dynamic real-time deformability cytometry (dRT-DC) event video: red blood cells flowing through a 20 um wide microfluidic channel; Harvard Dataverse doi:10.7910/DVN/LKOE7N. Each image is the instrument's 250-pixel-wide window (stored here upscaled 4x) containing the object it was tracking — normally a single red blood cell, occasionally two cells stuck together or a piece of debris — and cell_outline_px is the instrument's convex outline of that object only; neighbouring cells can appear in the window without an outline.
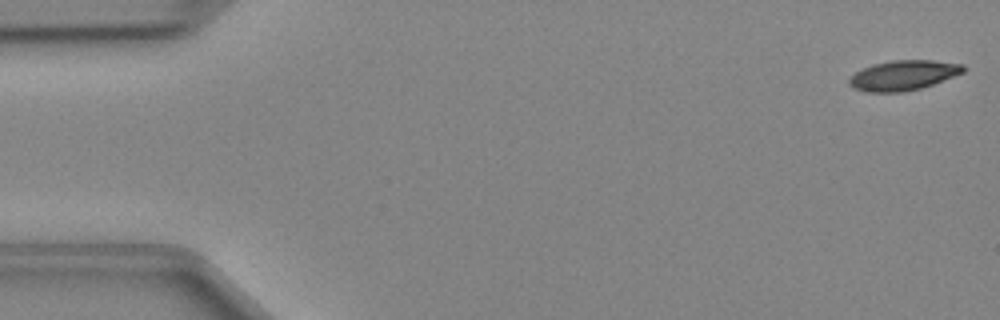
{"species": "Egyptian fruit bat (a non-hibernating species)", "species_latin": "Rousettus aegyptiacus", "temperature_condition": "cold", "stored_images_in_passage": 47, "camera_frame_rate_fps": 3000, "um_per_image_px": 0.085, "animal": {"sex": "female"}, "frame": {"image": 1, "passage_image": 1, "time_ms": 0.0, "image_size_px": [1000, 320], "cell_outline_px": [[964, 72], [932, 84], [920, 88], [904, 92], [864, 92], [852, 88], [848, 84], [848, 80], [856, 72], [872, 64], [892, 60], [932, 60], [964, 64]], "centroid_in_image_um": [76.75, 6.4], "position_along_channel_um": 8.3, "area_um2": 19.88}}
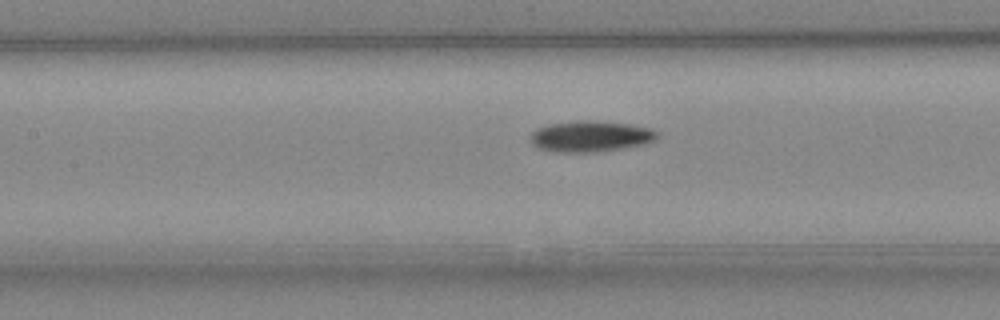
{"frame": {"image": 2, "passage_image": 21, "time_ms": 6.667, "image_size_px": [1000, 320], "cell_outline_px": [[660, 136], [656, 140], [644, 144], [620, 148], [592, 152], [556, 152], [536, 148], [532, 144], [532, 132], [536, 128], [548, 124], [576, 120], [596, 120], [628, 124], [652, 128], [660, 132]], "centroid_in_image_um": [50.22, 11.57], "position_along_channel_um": 157.2, "area_um2": 23.12}}
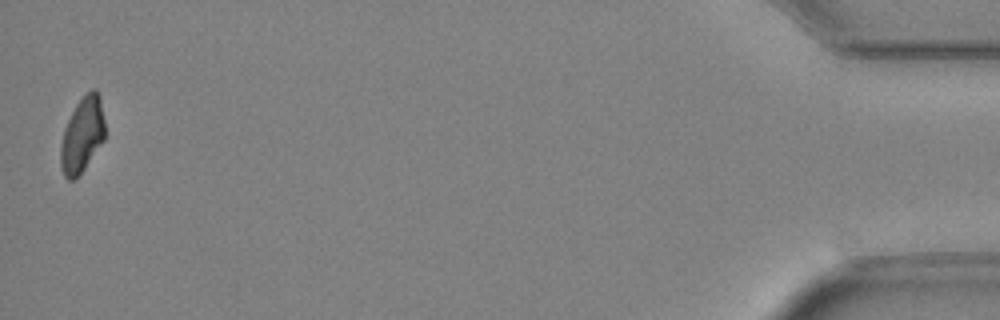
{"frame": {"image": 3, "passage_image": 47, "time_ms": 15.333, "image_size_px": [1000, 320], "cell_outline_px": [[104, 140], [84, 168], [72, 180], [68, 180], [64, 176], [60, 168], [60, 144], [64, 128], [76, 104], [84, 92], [92, 88], [96, 88], [100, 96], [104, 120]], "centroid_in_image_um": [6.98, 11.42], "position_along_channel_um": 428.2, "area_um2": 19.48}}